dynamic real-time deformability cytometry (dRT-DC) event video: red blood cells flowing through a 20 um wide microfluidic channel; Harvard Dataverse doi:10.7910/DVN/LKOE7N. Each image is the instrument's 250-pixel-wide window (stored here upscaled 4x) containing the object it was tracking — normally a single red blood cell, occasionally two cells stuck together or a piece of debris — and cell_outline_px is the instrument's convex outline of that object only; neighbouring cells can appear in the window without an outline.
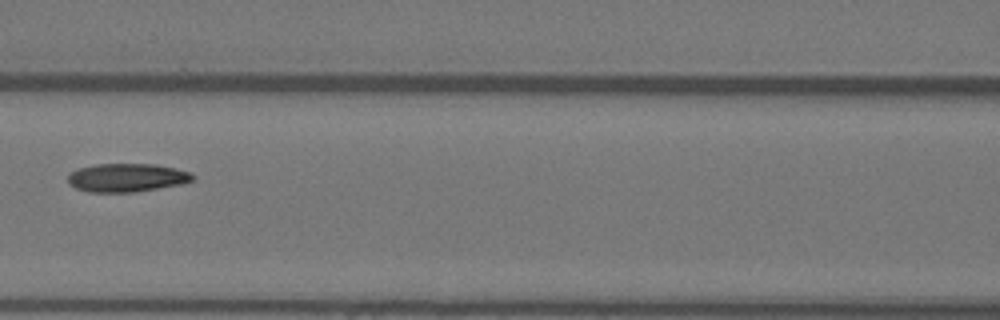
{"species": "Egyptian fruit bat (a non-hibernating species)", "species_latin": "Rousettus aegyptiacus", "temperature_condition": "warm", "stored_images_in_passage": 10, "camera_frame_rate_fps": 3000, "um_per_image_px": 0.085, "animal": {"sex": "female"}, "frame": {"image": 1, "passage_image": 7, "time_ms": 2.0, "image_size_px": [1000, 320], "cell_outline_px": [[196, 176], [192, 180], [184, 184], [132, 192], [88, 192], [76, 188], [68, 184], [68, 172], [80, 168], [96, 164], [156, 164], [176, 168], [192, 172]], "centroid_in_image_um": [10.8, 15.09], "position_along_channel_um": 155.8, "area_um2": 20.87}}
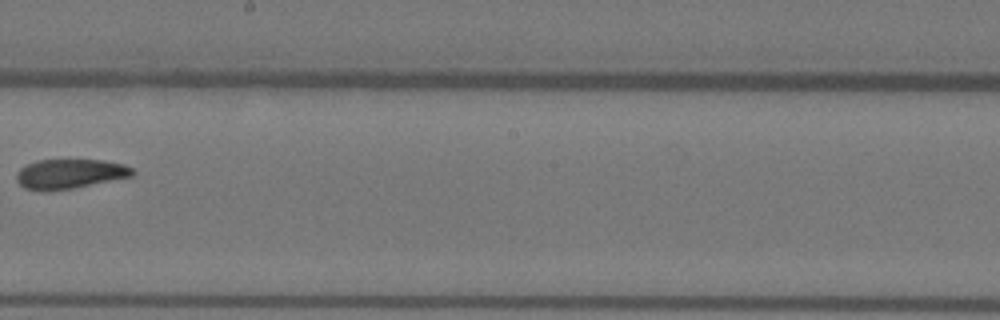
{"frame": {"image": 2, "passage_image": 9, "time_ms": 2.667, "image_size_px": [1000, 320], "cell_outline_px": [[136, 172], [132, 176], [72, 188], [44, 192], [40, 192], [24, 188], [16, 180], [16, 172], [20, 168], [36, 160], [100, 160], [124, 164], [132, 168]], "centroid_in_image_um": [5.89, 14.78], "position_along_channel_um": 242.3, "area_um2": 20.06}}
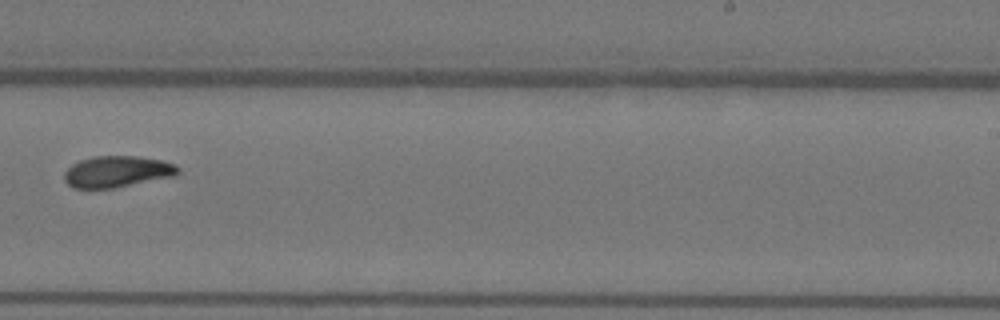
{"frame": {"image": 3, "passage_image": 10, "time_ms": 3.0, "image_size_px": [1000, 320], "cell_outline_px": [[180, 172], [176, 176], [112, 188], [72, 188], [64, 180], [64, 172], [72, 164], [80, 160], [96, 156], [136, 156], [160, 160], [172, 164], [180, 168]], "centroid_in_image_um": [9.95, 14.59], "position_along_channel_um": 279.1, "area_um2": 20.69}}